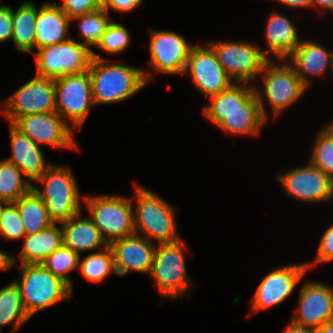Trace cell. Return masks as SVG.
<instances>
[{"label": "cell", "mask_w": 333, "mask_h": 333, "mask_svg": "<svg viewBox=\"0 0 333 333\" xmlns=\"http://www.w3.org/2000/svg\"><path fill=\"white\" fill-rule=\"evenodd\" d=\"M81 212L61 223L63 245L78 255L85 251L102 250L108 246L90 217L81 218Z\"/></svg>", "instance_id": "cell-23"}, {"label": "cell", "mask_w": 333, "mask_h": 333, "mask_svg": "<svg viewBox=\"0 0 333 333\" xmlns=\"http://www.w3.org/2000/svg\"><path fill=\"white\" fill-rule=\"evenodd\" d=\"M187 72L198 92L209 98L218 95L233 83L208 43L206 46L195 43L192 47L183 74Z\"/></svg>", "instance_id": "cell-13"}, {"label": "cell", "mask_w": 333, "mask_h": 333, "mask_svg": "<svg viewBox=\"0 0 333 333\" xmlns=\"http://www.w3.org/2000/svg\"><path fill=\"white\" fill-rule=\"evenodd\" d=\"M9 125L12 155L6 160L20 169L26 179L32 181L33 185L51 164L45 162L40 146L13 124Z\"/></svg>", "instance_id": "cell-19"}, {"label": "cell", "mask_w": 333, "mask_h": 333, "mask_svg": "<svg viewBox=\"0 0 333 333\" xmlns=\"http://www.w3.org/2000/svg\"><path fill=\"white\" fill-rule=\"evenodd\" d=\"M268 19L265 29L267 51H264V55L272 59L270 53L278 60H285L302 40L295 24L285 15L274 11Z\"/></svg>", "instance_id": "cell-22"}, {"label": "cell", "mask_w": 333, "mask_h": 333, "mask_svg": "<svg viewBox=\"0 0 333 333\" xmlns=\"http://www.w3.org/2000/svg\"><path fill=\"white\" fill-rule=\"evenodd\" d=\"M298 307L292 323L317 329L333 320V290L320 282H305L300 288Z\"/></svg>", "instance_id": "cell-17"}, {"label": "cell", "mask_w": 333, "mask_h": 333, "mask_svg": "<svg viewBox=\"0 0 333 333\" xmlns=\"http://www.w3.org/2000/svg\"><path fill=\"white\" fill-rule=\"evenodd\" d=\"M283 333H316L315 329L307 328L304 326H298L290 321L286 330Z\"/></svg>", "instance_id": "cell-43"}, {"label": "cell", "mask_w": 333, "mask_h": 333, "mask_svg": "<svg viewBox=\"0 0 333 333\" xmlns=\"http://www.w3.org/2000/svg\"><path fill=\"white\" fill-rule=\"evenodd\" d=\"M331 261H333V224L326 229L321 237L315 261L308 262L307 265L309 269H311V266L314 267V265H317L320 262Z\"/></svg>", "instance_id": "cell-38"}, {"label": "cell", "mask_w": 333, "mask_h": 333, "mask_svg": "<svg viewBox=\"0 0 333 333\" xmlns=\"http://www.w3.org/2000/svg\"><path fill=\"white\" fill-rule=\"evenodd\" d=\"M6 204V202L4 201H0V214H1V210L3 208V206Z\"/></svg>", "instance_id": "cell-46"}, {"label": "cell", "mask_w": 333, "mask_h": 333, "mask_svg": "<svg viewBox=\"0 0 333 333\" xmlns=\"http://www.w3.org/2000/svg\"><path fill=\"white\" fill-rule=\"evenodd\" d=\"M310 163L333 180V122L317 133Z\"/></svg>", "instance_id": "cell-34"}, {"label": "cell", "mask_w": 333, "mask_h": 333, "mask_svg": "<svg viewBox=\"0 0 333 333\" xmlns=\"http://www.w3.org/2000/svg\"><path fill=\"white\" fill-rule=\"evenodd\" d=\"M316 333H333V320L328 321L315 330Z\"/></svg>", "instance_id": "cell-45"}, {"label": "cell", "mask_w": 333, "mask_h": 333, "mask_svg": "<svg viewBox=\"0 0 333 333\" xmlns=\"http://www.w3.org/2000/svg\"><path fill=\"white\" fill-rule=\"evenodd\" d=\"M89 67L94 104H111L133 96L153 79L140 68L121 64H109L106 59L92 51Z\"/></svg>", "instance_id": "cell-1"}, {"label": "cell", "mask_w": 333, "mask_h": 333, "mask_svg": "<svg viewBox=\"0 0 333 333\" xmlns=\"http://www.w3.org/2000/svg\"><path fill=\"white\" fill-rule=\"evenodd\" d=\"M12 38V8L9 5H0V43Z\"/></svg>", "instance_id": "cell-39"}, {"label": "cell", "mask_w": 333, "mask_h": 333, "mask_svg": "<svg viewBox=\"0 0 333 333\" xmlns=\"http://www.w3.org/2000/svg\"><path fill=\"white\" fill-rule=\"evenodd\" d=\"M56 112L72 128L81 130L94 105L89 72L64 75L54 79Z\"/></svg>", "instance_id": "cell-9"}, {"label": "cell", "mask_w": 333, "mask_h": 333, "mask_svg": "<svg viewBox=\"0 0 333 333\" xmlns=\"http://www.w3.org/2000/svg\"><path fill=\"white\" fill-rule=\"evenodd\" d=\"M92 51L90 47L72 38L39 48L35 53L36 75L56 79L88 71L93 59Z\"/></svg>", "instance_id": "cell-8"}, {"label": "cell", "mask_w": 333, "mask_h": 333, "mask_svg": "<svg viewBox=\"0 0 333 333\" xmlns=\"http://www.w3.org/2000/svg\"><path fill=\"white\" fill-rule=\"evenodd\" d=\"M16 264L15 258L6 252L0 251V271L7 270Z\"/></svg>", "instance_id": "cell-42"}, {"label": "cell", "mask_w": 333, "mask_h": 333, "mask_svg": "<svg viewBox=\"0 0 333 333\" xmlns=\"http://www.w3.org/2000/svg\"><path fill=\"white\" fill-rule=\"evenodd\" d=\"M18 285L26 313L37 312L72 297L70 287L42 264H22Z\"/></svg>", "instance_id": "cell-4"}, {"label": "cell", "mask_w": 333, "mask_h": 333, "mask_svg": "<svg viewBox=\"0 0 333 333\" xmlns=\"http://www.w3.org/2000/svg\"><path fill=\"white\" fill-rule=\"evenodd\" d=\"M130 42L128 29L120 23L111 21L96 47L106 53L117 54L125 51Z\"/></svg>", "instance_id": "cell-35"}, {"label": "cell", "mask_w": 333, "mask_h": 333, "mask_svg": "<svg viewBox=\"0 0 333 333\" xmlns=\"http://www.w3.org/2000/svg\"><path fill=\"white\" fill-rule=\"evenodd\" d=\"M149 64L154 71L167 74H183L192 47L179 33L151 31Z\"/></svg>", "instance_id": "cell-16"}, {"label": "cell", "mask_w": 333, "mask_h": 333, "mask_svg": "<svg viewBox=\"0 0 333 333\" xmlns=\"http://www.w3.org/2000/svg\"><path fill=\"white\" fill-rule=\"evenodd\" d=\"M280 62H278L279 65H276L273 60L269 59L264 64L260 73L263 76V95L262 90L258 89L256 85L254 86L261 113L266 121L268 114L265 109L264 96L271 105L274 115L278 116L301 98L308 89L287 60L283 59Z\"/></svg>", "instance_id": "cell-5"}, {"label": "cell", "mask_w": 333, "mask_h": 333, "mask_svg": "<svg viewBox=\"0 0 333 333\" xmlns=\"http://www.w3.org/2000/svg\"><path fill=\"white\" fill-rule=\"evenodd\" d=\"M14 204L19 210L26 235L36 234L54 224L45 203L33 188Z\"/></svg>", "instance_id": "cell-28"}, {"label": "cell", "mask_w": 333, "mask_h": 333, "mask_svg": "<svg viewBox=\"0 0 333 333\" xmlns=\"http://www.w3.org/2000/svg\"><path fill=\"white\" fill-rule=\"evenodd\" d=\"M291 8H311V0H275Z\"/></svg>", "instance_id": "cell-41"}, {"label": "cell", "mask_w": 333, "mask_h": 333, "mask_svg": "<svg viewBox=\"0 0 333 333\" xmlns=\"http://www.w3.org/2000/svg\"><path fill=\"white\" fill-rule=\"evenodd\" d=\"M114 256L116 274L122 277L131 270L150 274L156 244L145 237L133 234L109 244Z\"/></svg>", "instance_id": "cell-18"}, {"label": "cell", "mask_w": 333, "mask_h": 333, "mask_svg": "<svg viewBox=\"0 0 333 333\" xmlns=\"http://www.w3.org/2000/svg\"><path fill=\"white\" fill-rule=\"evenodd\" d=\"M266 123L254 92L239 109L229 113L227 117L217 126L225 133L232 135H258L262 126Z\"/></svg>", "instance_id": "cell-24"}, {"label": "cell", "mask_w": 333, "mask_h": 333, "mask_svg": "<svg viewBox=\"0 0 333 333\" xmlns=\"http://www.w3.org/2000/svg\"><path fill=\"white\" fill-rule=\"evenodd\" d=\"M29 319L18 285L13 281L2 287L0 289V332H2V326L8 324H13L12 332H15Z\"/></svg>", "instance_id": "cell-29"}, {"label": "cell", "mask_w": 333, "mask_h": 333, "mask_svg": "<svg viewBox=\"0 0 333 333\" xmlns=\"http://www.w3.org/2000/svg\"><path fill=\"white\" fill-rule=\"evenodd\" d=\"M254 85L247 83H232L218 95L210 97V104L203 108V114L216 127L234 110L239 109L253 93Z\"/></svg>", "instance_id": "cell-25"}, {"label": "cell", "mask_w": 333, "mask_h": 333, "mask_svg": "<svg viewBox=\"0 0 333 333\" xmlns=\"http://www.w3.org/2000/svg\"><path fill=\"white\" fill-rule=\"evenodd\" d=\"M82 276L90 282H101L110 273H115L114 256L108 245L101 252L91 253L79 263Z\"/></svg>", "instance_id": "cell-31"}, {"label": "cell", "mask_w": 333, "mask_h": 333, "mask_svg": "<svg viewBox=\"0 0 333 333\" xmlns=\"http://www.w3.org/2000/svg\"><path fill=\"white\" fill-rule=\"evenodd\" d=\"M44 185L33 189L41 197L54 224L66 222L81 212V201L77 181L69 167L50 165L35 182Z\"/></svg>", "instance_id": "cell-3"}, {"label": "cell", "mask_w": 333, "mask_h": 333, "mask_svg": "<svg viewBox=\"0 0 333 333\" xmlns=\"http://www.w3.org/2000/svg\"><path fill=\"white\" fill-rule=\"evenodd\" d=\"M59 6L72 20L76 17L103 8L102 0H63Z\"/></svg>", "instance_id": "cell-37"}, {"label": "cell", "mask_w": 333, "mask_h": 333, "mask_svg": "<svg viewBox=\"0 0 333 333\" xmlns=\"http://www.w3.org/2000/svg\"><path fill=\"white\" fill-rule=\"evenodd\" d=\"M308 269L307 263H303L286 265L269 272L259 283L250 301V311L256 313L281 304L291 295Z\"/></svg>", "instance_id": "cell-15"}, {"label": "cell", "mask_w": 333, "mask_h": 333, "mask_svg": "<svg viewBox=\"0 0 333 333\" xmlns=\"http://www.w3.org/2000/svg\"><path fill=\"white\" fill-rule=\"evenodd\" d=\"M184 249L188 247L181 239L156 246L149 276L164 298H176L190 291L192 283L187 275Z\"/></svg>", "instance_id": "cell-7"}, {"label": "cell", "mask_w": 333, "mask_h": 333, "mask_svg": "<svg viewBox=\"0 0 333 333\" xmlns=\"http://www.w3.org/2000/svg\"><path fill=\"white\" fill-rule=\"evenodd\" d=\"M13 125L38 146L78 149L71 126L57 112L29 114L18 118Z\"/></svg>", "instance_id": "cell-14"}, {"label": "cell", "mask_w": 333, "mask_h": 333, "mask_svg": "<svg viewBox=\"0 0 333 333\" xmlns=\"http://www.w3.org/2000/svg\"><path fill=\"white\" fill-rule=\"evenodd\" d=\"M287 195L302 202H329L333 199V180L310 162L307 166L277 174Z\"/></svg>", "instance_id": "cell-12"}, {"label": "cell", "mask_w": 333, "mask_h": 333, "mask_svg": "<svg viewBox=\"0 0 333 333\" xmlns=\"http://www.w3.org/2000/svg\"><path fill=\"white\" fill-rule=\"evenodd\" d=\"M23 172L6 159L0 160V201L15 203L32 188V182L23 180Z\"/></svg>", "instance_id": "cell-30"}, {"label": "cell", "mask_w": 333, "mask_h": 333, "mask_svg": "<svg viewBox=\"0 0 333 333\" xmlns=\"http://www.w3.org/2000/svg\"><path fill=\"white\" fill-rule=\"evenodd\" d=\"M37 7L25 1L16 11L12 9V38L14 46L21 53H29L36 48Z\"/></svg>", "instance_id": "cell-27"}, {"label": "cell", "mask_w": 333, "mask_h": 333, "mask_svg": "<svg viewBox=\"0 0 333 333\" xmlns=\"http://www.w3.org/2000/svg\"><path fill=\"white\" fill-rule=\"evenodd\" d=\"M53 224L36 234L25 235L20 251V264H41L63 244L61 226Z\"/></svg>", "instance_id": "cell-26"}, {"label": "cell", "mask_w": 333, "mask_h": 333, "mask_svg": "<svg viewBox=\"0 0 333 333\" xmlns=\"http://www.w3.org/2000/svg\"><path fill=\"white\" fill-rule=\"evenodd\" d=\"M137 206L133 211L135 233L158 244L180 240L176 229L175 211L150 189L135 186Z\"/></svg>", "instance_id": "cell-2"}, {"label": "cell", "mask_w": 333, "mask_h": 333, "mask_svg": "<svg viewBox=\"0 0 333 333\" xmlns=\"http://www.w3.org/2000/svg\"><path fill=\"white\" fill-rule=\"evenodd\" d=\"M285 60L307 88L310 85L308 75L324 76L327 68L333 71V52L310 40H302Z\"/></svg>", "instance_id": "cell-20"}, {"label": "cell", "mask_w": 333, "mask_h": 333, "mask_svg": "<svg viewBox=\"0 0 333 333\" xmlns=\"http://www.w3.org/2000/svg\"><path fill=\"white\" fill-rule=\"evenodd\" d=\"M89 217L109 245L135 234L131 200L120 195L84 197Z\"/></svg>", "instance_id": "cell-6"}, {"label": "cell", "mask_w": 333, "mask_h": 333, "mask_svg": "<svg viewBox=\"0 0 333 333\" xmlns=\"http://www.w3.org/2000/svg\"><path fill=\"white\" fill-rule=\"evenodd\" d=\"M320 7L323 10L333 12V0H311V7Z\"/></svg>", "instance_id": "cell-44"}, {"label": "cell", "mask_w": 333, "mask_h": 333, "mask_svg": "<svg viewBox=\"0 0 333 333\" xmlns=\"http://www.w3.org/2000/svg\"><path fill=\"white\" fill-rule=\"evenodd\" d=\"M71 19L56 5V3L44 2L37 9L36 49L55 45L70 39L68 28Z\"/></svg>", "instance_id": "cell-21"}, {"label": "cell", "mask_w": 333, "mask_h": 333, "mask_svg": "<svg viewBox=\"0 0 333 333\" xmlns=\"http://www.w3.org/2000/svg\"><path fill=\"white\" fill-rule=\"evenodd\" d=\"M103 9L109 13V10L118 11L120 13H128L136 9L142 4L143 0H102Z\"/></svg>", "instance_id": "cell-40"}, {"label": "cell", "mask_w": 333, "mask_h": 333, "mask_svg": "<svg viewBox=\"0 0 333 333\" xmlns=\"http://www.w3.org/2000/svg\"><path fill=\"white\" fill-rule=\"evenodd\" d=\"M222 65L234 83H251L260 76L264 64L269 60L258 45L247 42H210Z\"/></svg>", "instance_id": "cell-10"}, {"label": "cell", "mask_w": 333, "mask_h": 333, "mask_svg": "<svg viewBox=\"0 0 333 333\" xmlns=\"http://www.w3.org/2000/svg\"><path fill=\"white\" fill-rule=\"evenodd\" d=\"M108 17L109 13L101 8L72 19L71 21H79V34L84 39L81 43L87 47H96L112 21Z\"/></svg>", "instance_id": "cell-33"}, {"label": "cell", "mask_w": 333, "mask_h": 333, "mask_svg": "<svg viewBox=\"0 0 333 333\" xmlns=\"http://www.w3.org/2000/svg\"><path fill=\"white\" fill-rule=\"evenodd\" d=\"M3 103L9 124L29 114L56 112L54 79L36 75Z\"/></svg>", "instance_id": "cell-11"}, {"label": "cell", "mask_w": 333, "mask_h": 333, "mask_svg": "<svg viewBox=\"0 0 333 333\" xmlns=\"http://www.w3.org/2000/svg\"><path fill=\"white\" fill-rule=\"evenodd\" d=\"M25 235L17 206L14 203H6L0 214V237L8 240H18Z\"/></svg>", "instance_id": "cell-36"}, {"label": "cell", "mask_w": 333, "mask_h": 333, "mask_svg": "<svg viewBox=\"0 0 333 333\" xmlns=\"http://www.w3.org/2000/svg\"><path fill=\"white\" fill-rule=\"evenodd\" d=\"M80 255L65 245H61L41 263L54 276L64 281L73 292V282L68 273L79 268Z\"/></svg>", "instance_id": "cell-32"}]
</instances>
